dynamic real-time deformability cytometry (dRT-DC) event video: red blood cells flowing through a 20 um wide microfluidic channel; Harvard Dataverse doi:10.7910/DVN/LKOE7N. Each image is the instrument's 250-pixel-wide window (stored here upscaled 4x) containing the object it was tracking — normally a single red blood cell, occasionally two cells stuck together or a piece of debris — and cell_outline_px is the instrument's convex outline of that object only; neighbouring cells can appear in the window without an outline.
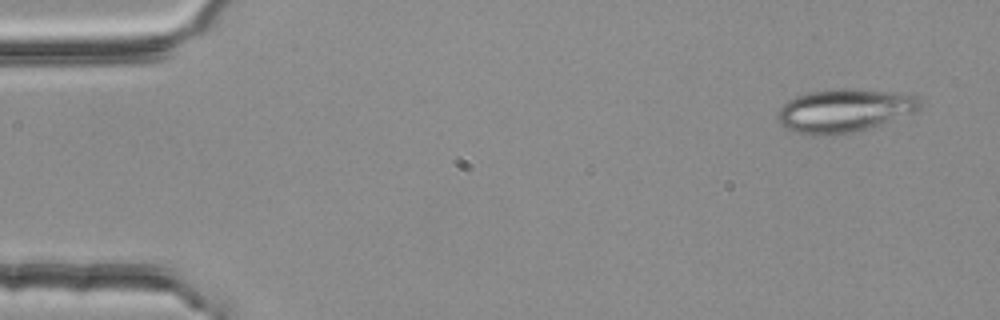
{"species": "common noctule bat (a hibernating species)", "species_latin": "Nyctalus noctula", "temperature_condition": "room temperature", "stored_images_in_passage": 4, "camera_frame_rate_fps": 3000, "um_per_image_px": 0.085, "animal": {"sex": "female", "body_mass_g": 25.1}, "frame": {"image": 1, "passage_image": 1, "time_ms": 0.0, "image_size_px": [1000, 320], "cell_outline_px": [[920, 108], [916, 112], [872, 128], [852, 132], [824, 136], [812, 136], [796, 132], [780, 124], [776, 120], [776, 116], [780, 108], [788, 100], [796, 96], [812, 92], [832, 88], [860, 88], [900, 92], [916, 96], [920, 100]], "centroid_in_image_um": [71.79, 9.39], "position_along_channel_um": 13.2, "area_um2": 36.53}}